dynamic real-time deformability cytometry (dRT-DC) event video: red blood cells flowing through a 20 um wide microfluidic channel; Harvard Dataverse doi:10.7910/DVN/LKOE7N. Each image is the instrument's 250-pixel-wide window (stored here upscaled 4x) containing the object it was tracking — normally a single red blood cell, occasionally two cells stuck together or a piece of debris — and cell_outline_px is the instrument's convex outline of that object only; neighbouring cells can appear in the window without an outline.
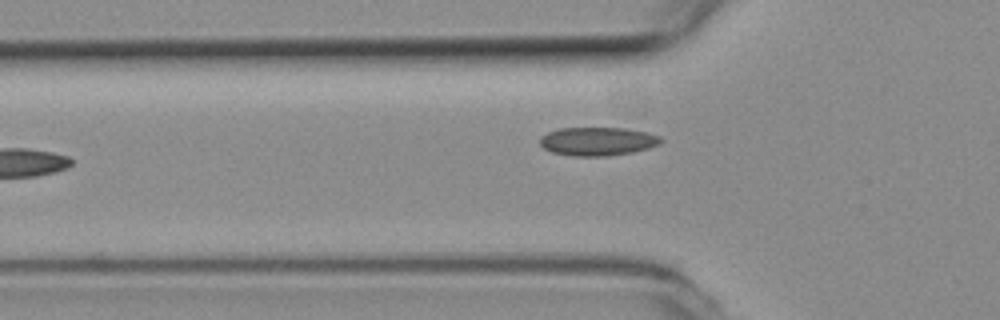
{"species": "common noctule bat (a hibernating species)", "species_latin": "Nyctalus noctula", "temperature_condition": "room temperature", "stored_images_in_passage": 35, "camera_frame_rate_fps": 3000, "um_per_image_px": 0.085, "animal": {"sex": "female", "body_mass_g": 19.3, "forearm_length_mm": 54.1}, "frame": {"image": 1, "passage_image": 4, "time_ms": 1.0, "image_size_px": [1000, 320], "cell_outline_px": [[664, 140], [660, 144], [648, 148], [632, 152], [604, 156], [572, 156], [552, 152], [544, 148], [540, 144], [540, 136], [548, 132], [560, 128], [624, 128], [648, 132], [660, 136]], "centroid_in_image_um": [50.81, 12.01], "position_along_channel_um": 75.0, "area_um2": 20.11}}
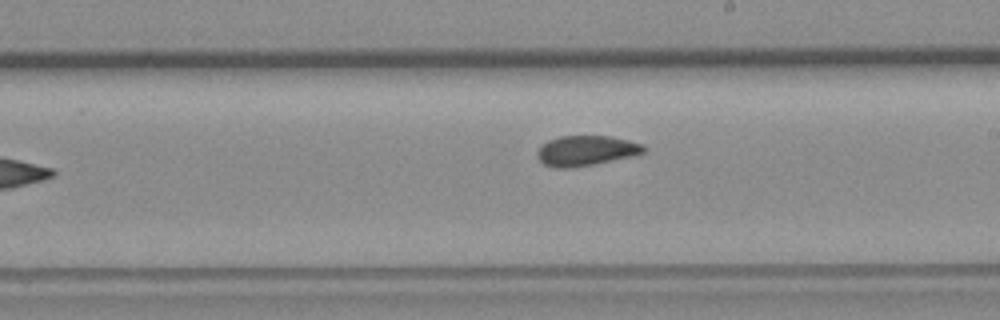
{"frame": {"image": 2, "passage_image": 17, "time_ms": 5.333, "image_size_px": [1000, 320], "cell_outline_px": [[644, 152], [628, 156], [592, 164], [572, 168], [552, 168], [544, 164], [536, 156], [536, 152], [548, 140], [560, 136], [608, 136], [628, 140], [644, 144]], "centroid_in_image_um": [49.75, 12.8], "position_along_channel_um": 239.2, "area_um2": 18.38}}
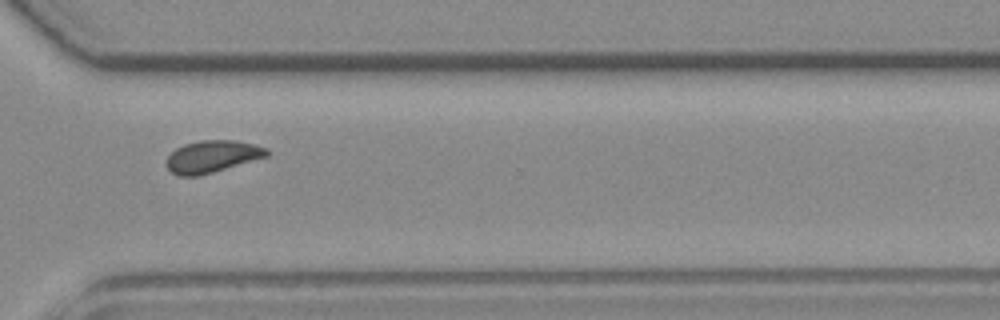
{"frame": {"image": 3, "passage_image": 26, "time_ms": 8.333, "image_size_px": [1000, 320], "cell_outline_px": [[268, 156], [212, 172], [196, 176], [180, 176], [172, 172], [168, 168], [168, 156], [176, 148], [184, 144], [200, 140], [236, 140], [268, 148]], "centroid_in_image_um": [18.04, 13.29], "position_along_channel_um": 352.6, "area_um2": 18.44}, "authors_computed_cell_mechanics": {"area_um2": 18.7272, "velocity_mm_per_s": 3.7782, "shape_relaxation_time_tau1_ms": null, "shape_relaxation_time_tau2_ms": 1.3996, "deformation_change_tau1": null, "deformation_change_tau2": 0.0422}}